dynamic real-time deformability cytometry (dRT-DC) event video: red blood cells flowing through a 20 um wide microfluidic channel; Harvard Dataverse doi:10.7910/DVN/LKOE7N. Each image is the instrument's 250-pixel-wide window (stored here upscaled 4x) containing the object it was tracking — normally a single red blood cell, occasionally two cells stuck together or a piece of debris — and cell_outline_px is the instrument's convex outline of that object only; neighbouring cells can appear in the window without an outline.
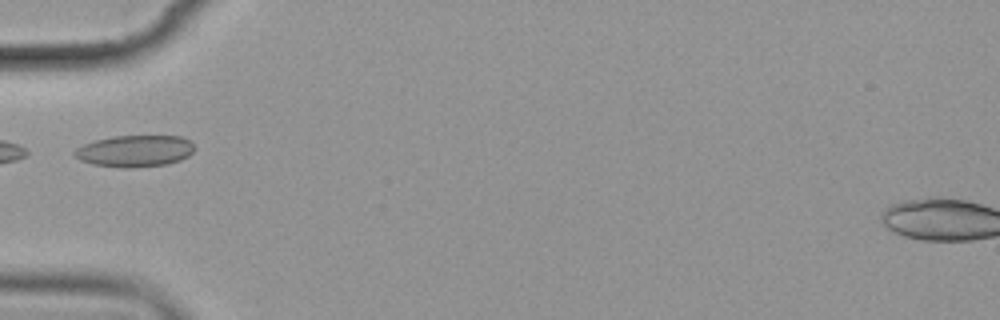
{"species": "common noctule bat (a hibernating species)", "species_latin": "Nyctalus noctula", "temperature_condition": "cold", "stored_images_in_passage": 4, "camera_frame_rate_fps": 3000, "um_per_image_px": 0.085, "animal": {"sex": "female", "body_mass_g": 19.9}, "frame": {"image": 1, "passage_image": 4, "time_ms": 4.333, "image_size_px": [1000, 320], "cell_outline_px": [[196, 148], [188, 156], [180, 160], [168, 164], [128, 168], [124, 168], [92, 164], [80, 160], [72, 152], [76, 148], [84, 144], [96, 140], [116, 136], [180, 136], [192, 140]], "centroid_in_image_um": [11.5, 12.83], "position_along_channel_um": 73.5, "area_um2": 22.2}}